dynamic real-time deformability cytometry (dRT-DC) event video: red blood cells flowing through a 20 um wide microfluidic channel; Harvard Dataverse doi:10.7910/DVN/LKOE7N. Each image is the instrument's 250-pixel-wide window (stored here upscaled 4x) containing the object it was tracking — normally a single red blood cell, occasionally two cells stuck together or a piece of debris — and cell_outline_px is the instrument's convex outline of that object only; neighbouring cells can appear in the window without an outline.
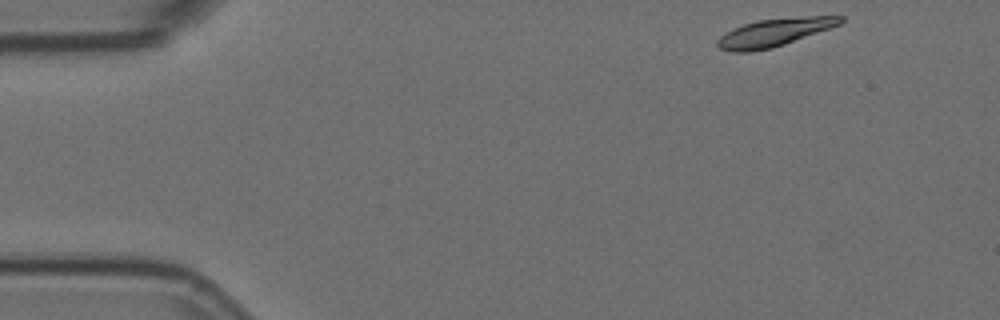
{"species": "Egyptian fruit bat (a non-hibernating species)", "species_latin": "Rousettus aegyptiacus", "temperature_condition": "room temperature", "stored_images_in_passage": 52, "camera_frame_rate_fps": 3000, "um_per_image_px": 0.085, "animal": {"sex": "female"}, "frame": {"image": 1, "passage_image": 1, "time_ms": 0.0, "image_size_px": [1000, 320], "cell_outline_px": [[844, 20], [840, 24], [784, 44], [772, 48], [748, 52], [732, 52], [720, 48], [716, 44], [716, 40], [720, 36], [732, 28], [744, 24], [760, 20], [808, 16], [844, 16]], "centroid_in_image_um": [65.77, 2.76], "position_along_channel_um": 19.2, "area_um2": 19.65}}
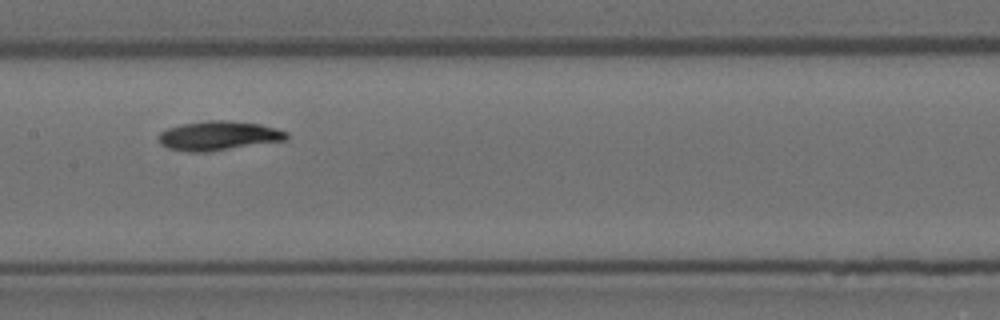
{"frame": {"image": 2, "passage_image": 23, "time_ms": 7.333, "image_size_px": [1000, 320], "cell_outline_px": [[288, 140], [208, 152], [188, 152], [168, 148], [160, 144], [156, 136], [160, 132], [168, 128], [180, 124], [208, 120], [228, 120], [260, 124], [276, 128], [288, 132]], "centroid_in_image_um": [18.56, 11.54], "position_along_channel_um": 188.8, "area_um2": 22.14}}
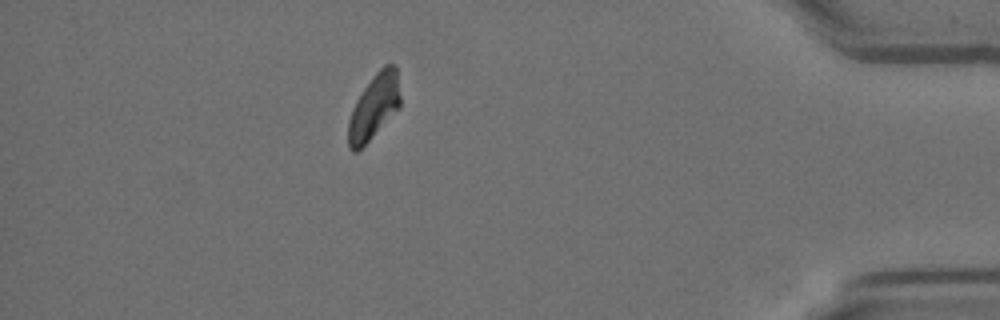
{"frame": {"image": 3, "passage_image": 45, "time_ms": 14.667, "image_size_px": [1000, 320], "cell_outline_px": [[400, 108], [356, 152], [352, 152], [348, 148], [348, 120], [356, 100], [372, 76], [384, 64], [396, 64], [400, 96]], "centroid_in_image_um": [31.79, 9.05], "position_along_channel_um": 403.4, "area_um2": 19.59}, "authors_computed_cell_mechanics": {"area_um2": 20.8947, "velocity_mm_per_s": 3.5754, "shape_relaxation_time_tau1_ms": 3.3336, "shape_relaxation_time_tau2_ms": null, "deformation_change_tau1": 0.1321, "deformation_change_tau2": null}}